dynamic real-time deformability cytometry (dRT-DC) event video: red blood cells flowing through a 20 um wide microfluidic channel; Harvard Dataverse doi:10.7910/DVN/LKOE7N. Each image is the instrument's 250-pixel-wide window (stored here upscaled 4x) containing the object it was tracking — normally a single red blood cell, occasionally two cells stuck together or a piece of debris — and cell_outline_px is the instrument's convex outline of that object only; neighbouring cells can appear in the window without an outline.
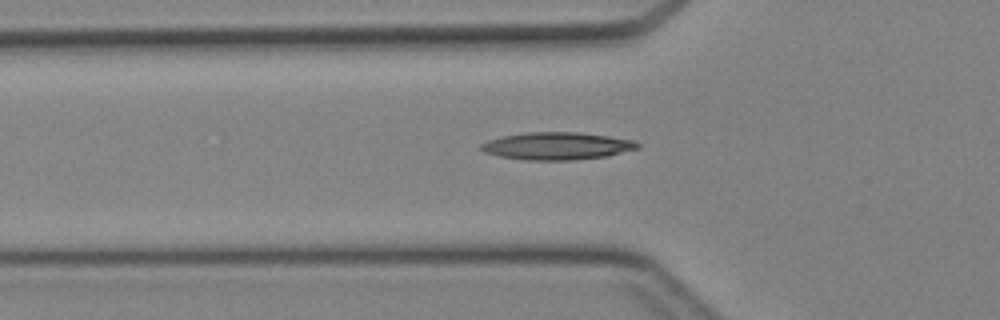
{"species": "Egyptian fruit bat (a non-hibernating species)", "species_latin": "Rousettus aegyptiacus", "temperature_condition": "cold", "stored_images_in_passage": 36, "camera_frame_rate_fps": 3000, "um_per_image_px": 0.085, "animal": {"sex": "female"}, "frame": {"image": 1, "passage_image": 10, "time_ms": 3.0, "image_size_px": [1000, 320], "cell_outline_px": [[640, 148], [608, 156], [572, 160], [524, 160], [500, 156], [484, 152], [480, 148], [480, 144], [488, 140], [500, 136], [528, 132], [580, 132], [636, 140], [640, 144]], "centroid_in_image_um": [47.37, 12.4], "position_along_channel_um": 78.4, "area_um2": 25.26}}
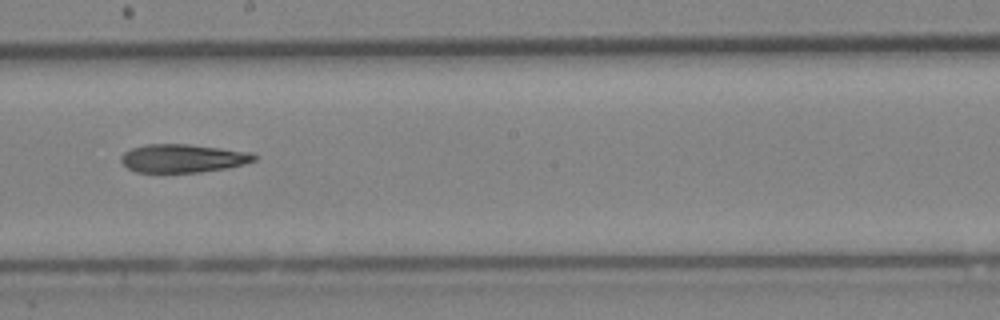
{"frame": {"image": 2, "passage_image": 20, "time_ms": 6.333, "image_size_px": [1000, 320], "cell_outline_px": [[256, 160], [244, 164], [228, 168], [200, 172], [136, 172], [128, 168], [120, 160], [120, 156], [124, 152], [132, 148], [144, 144], [188, 144], [252, 152], [256, 156]], "centroid_in_image_um": [15.54, 13.45], "position_along_channel_um": 232.7, "area_um2": 22.02}}
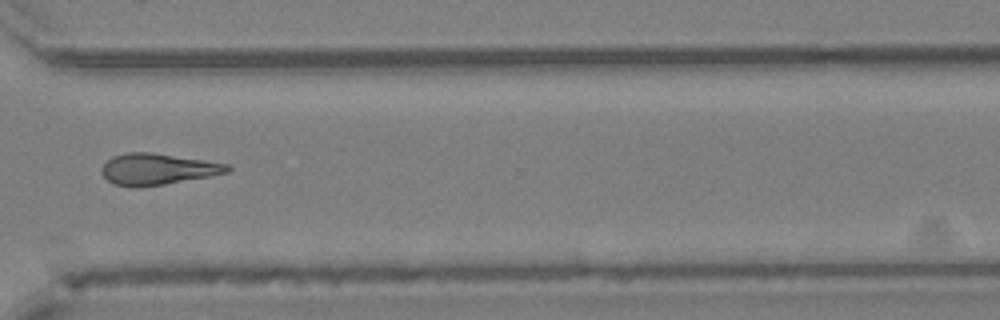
{"frame": {"image": 3, "passage_image": 28, "time_ms": 9.0, "image_size_px": [1000, 320], "cell_outline_px": [[232, 168], [228, 172], [212, 176], [164, 184], [136, 188], [132, 188], [112, 184], [100, 172], [100, 168], [112, 156], [128, 152], [148, 152], [204, 160], [228, 164]], "centroid_in_image_um": [13.36, 14.39], "position_along_channel_um": 357.2, "area_um2": 23.0}}